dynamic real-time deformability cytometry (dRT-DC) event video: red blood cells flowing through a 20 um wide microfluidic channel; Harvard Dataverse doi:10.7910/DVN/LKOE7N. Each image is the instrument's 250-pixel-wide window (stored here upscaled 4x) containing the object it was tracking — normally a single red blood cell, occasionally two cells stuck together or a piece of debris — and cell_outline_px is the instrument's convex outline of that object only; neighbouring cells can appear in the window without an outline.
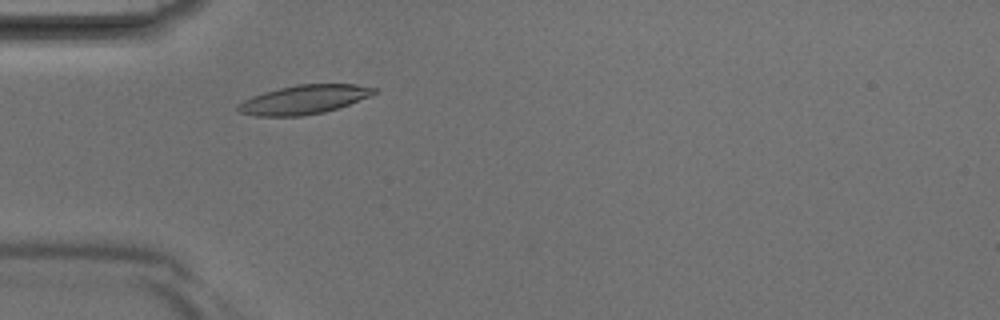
{"species": "Egyptian fruit bat (a non-hibernating species)", "species_latin": "Rousettus aegyptiacus", "temperature_condition": "room temperature", "stored_images_in_passage": 29, "camera_frame_rate_fps": 3000, "um_per_image_px": 0.085, "animal": {"sex": "male"}, "frame": {"image": 1, "passage_image": 3, "time_ms": 0.667, "image_size_px": [1000, 320], "cell_outline_px": [[376, 92], [372, 96], [324, 112], [300, 116], [256, 116], [240, 112], [236, 108], [236, 104], [252, 96], [264, 92], [296, 84], [356, 84], [376, 88]], "centroid_in_image_um": [25.83, 8.46], "position_along_channel_um": 59.2, "area_um2": 22.89}}
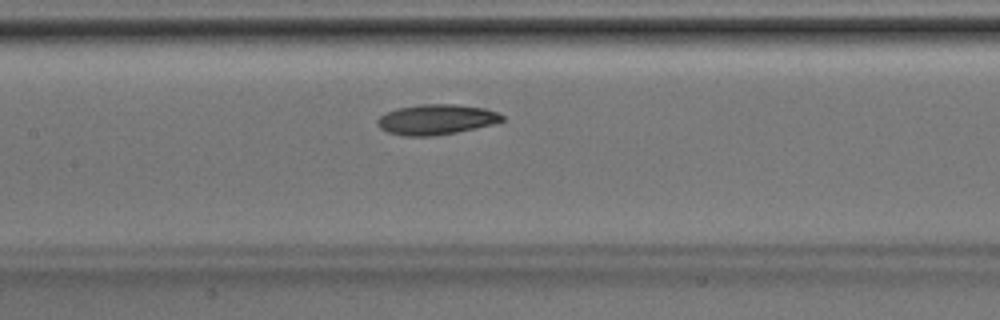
{"frame": {"image": 2, "passage_image": 10, "time_ms": 3.0, "image_size_px": [1000, 320], "cell_outline_px": [[504, 120], [492, 124], [456, 132], [432, 136], [404, 136], [388, 132], [380, 128], [376, 124], [376, 120], [380, 116], [396, 108], [420, 104], [460, 104], [484, 108], [496, 112], [504, 116]], "centroid_in_image_um": [37.06, 10.15], "position_along_channel_um": 170.3, "area_um2": 21.96}}
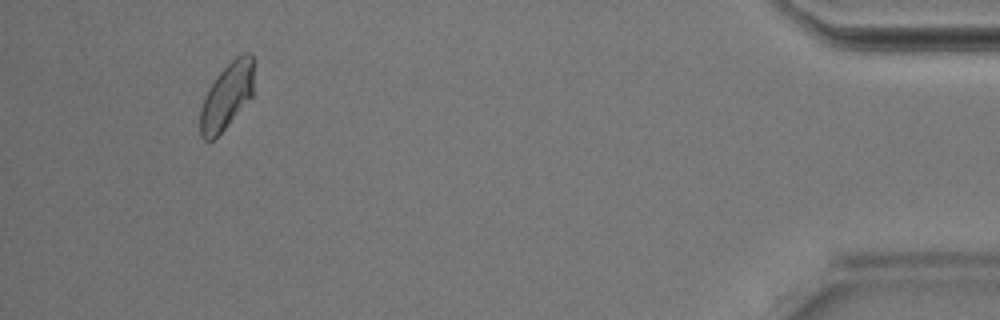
{"frame": {"image": 3, "passage_image": 29, "time_ms": 9.333, "image_size_px": [1000, 320], "cell_outline_px": [[256, 60], [252, 96], [224, 128], [212, 140], [204, 140], [200, 136], [200, 108], [204, 96], [208, 88], [220, 72], [240, 52], [248, 52]], "centroid_in_image_um": [19.31, 8.1], "position_along_channel_um": 415.9, "area_um2": 20.87}}